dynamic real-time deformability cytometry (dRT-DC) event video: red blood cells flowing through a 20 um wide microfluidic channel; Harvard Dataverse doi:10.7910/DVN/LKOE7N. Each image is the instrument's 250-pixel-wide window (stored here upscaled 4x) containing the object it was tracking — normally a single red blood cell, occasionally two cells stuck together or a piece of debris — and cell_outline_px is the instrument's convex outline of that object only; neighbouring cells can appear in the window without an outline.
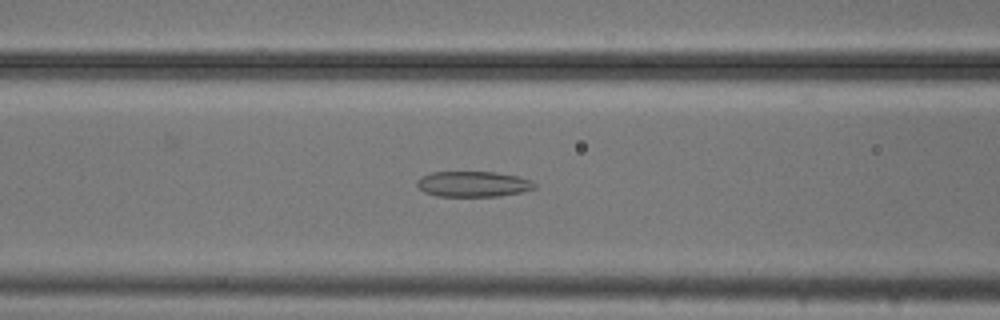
{"species": "common noctule bat (a hibernating species)", "species_latin": "Nyctalus noctula", "temperature_condition": "cold", "stored_images_in_passage": 39, "camera_frame_rate_fps": 3000, "um_per_image_px": 0.085, "animal": {"sex": "male", "body_mass_g": 20.5, "forearm_length_mm": 52.5}, "frame": {"image": 1, "passage_image": 6, "time_ms": 1.667, "image_size_px": [1000, 320], "cell_outline_px": [[536, 188], [520, 192], [496, 196], [436, 196], [424, 192], [416, 184], [416, 180], [432, 172], [496, 172], [516, 176], [528, 180], [536, 184]], "centroid_in_image_um": [40.19, 15.64], "position_along_channel_um": 126.4, "area_um2": 17.28}}
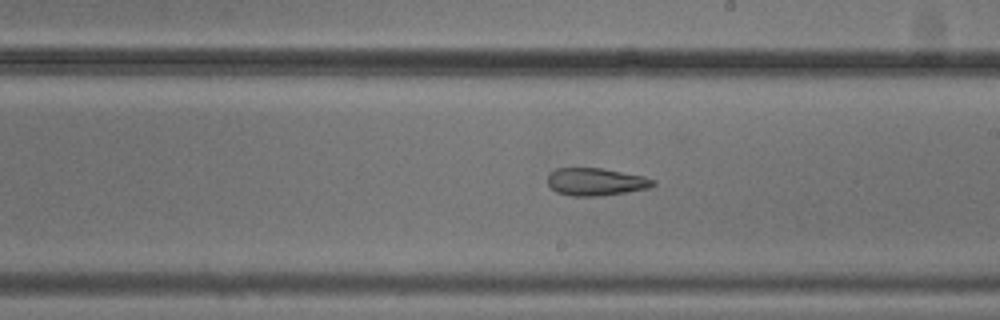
{"frame": {"image": 2, "passage_image": 15, "time_ms": 4.667, "image_size_px": [1000, 320], "cell_outline_px": [[656, 184], [652, 188], [600, 196], [572, 196], [556, 192], [548, 184], [548, 176], [556, 168], [604, 168], [644, 176], [656, 180]], "centroid_in_image_um": [50.7, 15.45], "position_along_channel_um": 238.3, "area_um2": 17.11}}
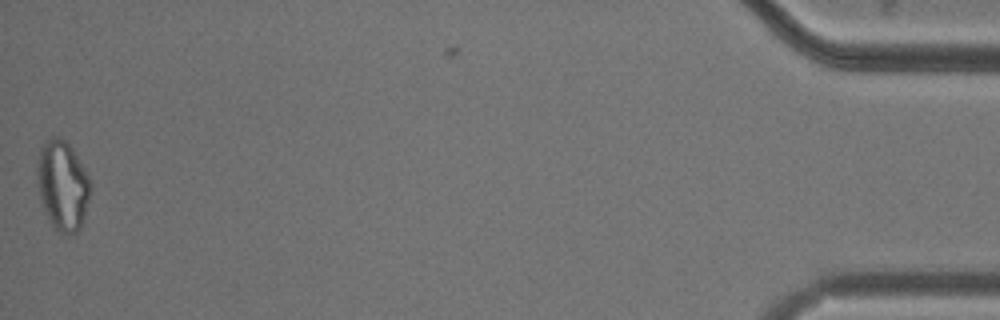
{"frame": {"image": 3, "passage_image": 38, "time_ms": 12.333, "image_size_px": [1000, 320], "cell_outline_px": [[92, 188], [84, 216], [80, 228], [76, 232], [56, 232], [44, 212], [40, 200], [36, 180], [36, 164], [40, 148], [44, 140], [52, 136], [56, 136], [64, 140], [72, 148], [88, 176], [92, 184]], "centroid_in_image_um": [5.28, 15.74], "position_along_channel_um": 429.9, "area_um2": 28.15}, "authors_computed_cell_mechanics": {"area_um2": 18.3804, "velocity_mm_per_s": 3.7361, "shape_relaxation_time_tau1_ms": null, "shape_relaxation_time_tau2_ms": 2.6343, "deformation_change_tau1": null, "deformation_change_tau2": 0.1085}}